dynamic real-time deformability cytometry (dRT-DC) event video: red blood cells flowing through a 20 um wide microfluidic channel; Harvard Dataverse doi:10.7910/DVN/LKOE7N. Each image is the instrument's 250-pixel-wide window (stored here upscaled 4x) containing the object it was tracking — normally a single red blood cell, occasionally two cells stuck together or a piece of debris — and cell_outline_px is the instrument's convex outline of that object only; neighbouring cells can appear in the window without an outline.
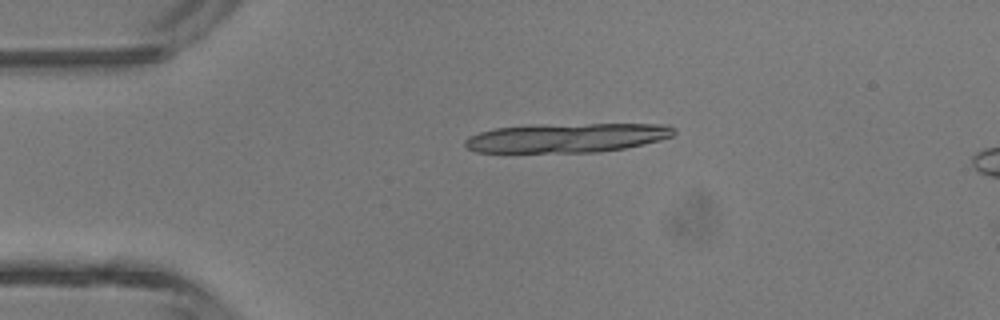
{"species": "common noctule bat (a hibernating species)", "species_latin": "Nyctalus noctula", "temperature_condition": "room temperature", "stored_images_in_passage": 4, "camera_frame_rate_fps": 3000, "um_per_image_px": 0.085, "animal": {"sex": "male", "body_mass_g": 13.3}, "frame": {"image": 1, "passage_image": 3, "time_ms": 2.333, "image_size_px": [1000, 320], "cell_outline_px": [[676, 132], [672, 136], [660, 140], [644, 144], [624, 148], [600, 152], [476, 152], [468, 148], [464, 144], [464, 140], [468, 136], [480, 132], [496, 128], [588, 124], [668, 124], [676, 128]], "centroid_in_image_um": [48.26, 11.72], "position_along_channel_um": 36.7, "area_um2": 35.08}}